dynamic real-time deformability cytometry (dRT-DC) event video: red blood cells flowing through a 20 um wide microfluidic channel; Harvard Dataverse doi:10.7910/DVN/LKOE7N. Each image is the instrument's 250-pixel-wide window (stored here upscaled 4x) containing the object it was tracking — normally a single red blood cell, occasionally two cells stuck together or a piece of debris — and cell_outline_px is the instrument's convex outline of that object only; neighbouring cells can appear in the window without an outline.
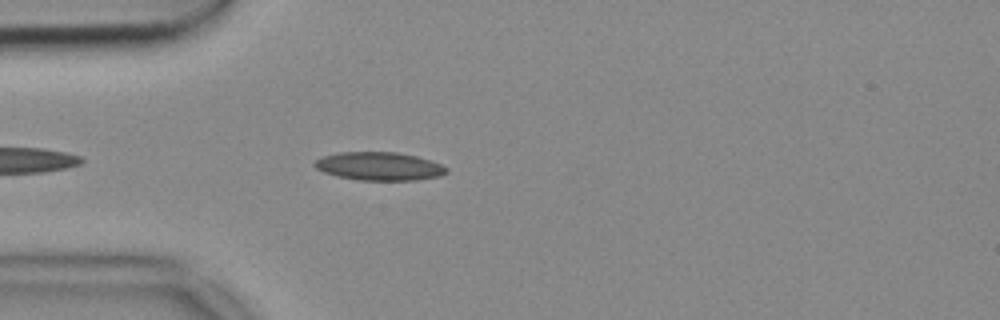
{"species": "common noctule bat (a hibernating species)", "species_latin": "Nyctalus noctula", "temperature_condition": "cold", "stored_images_in_passage": 11, "camera_frame_rate_fps": 3000, "um_per_image_px": 0.085, "animal": {"sex": "female", "body_mass_g": 18.4}, "frame": {"image": 1, "passage_image": 4, "time_ms": 1.0, "image_size_px": [1000, 320], "cell_outline_px": [[448, 172], [440, 176], [416, 180], [360, 180], [336, 176], [324, 172], [316, 168], [312, 164], [316, 160], [324, 156], [340, 152], [396, 152], [416, 156], [440, 164], [448, 168]], "centroid_in_image_um": [32.23, 14.13], "position_along_channel_um": 52.8, "area_um2": 21.62}}
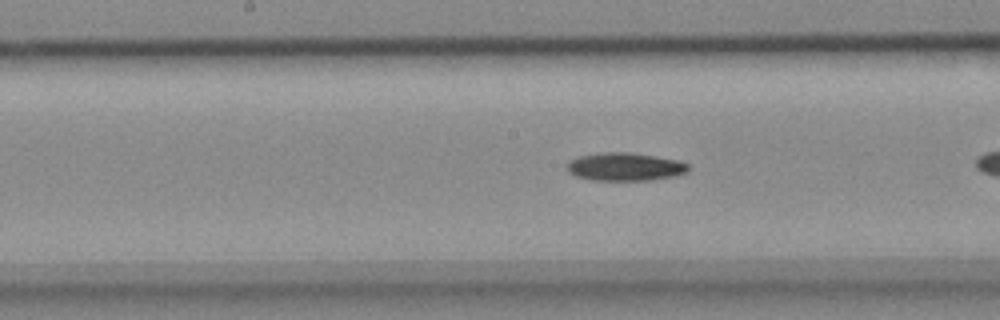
{"frame": {"image": 2, "passage_image": 10, "time_ms": 3.0, "image_size_px": [1000, 320], "cell_outline_px": [[688, 172], [676, 176], [648, 180], [592, 180], [576, 176], [568, 172], [568, 164], [572, 160], [580, 156], [604, 152], [628, 152], [656, 156], [676, 160], [688, 164]], "centroid_in_image_um": [53.15, 14.18], "position_along_channel_um": 195.1, "area_um2": 19.65}}